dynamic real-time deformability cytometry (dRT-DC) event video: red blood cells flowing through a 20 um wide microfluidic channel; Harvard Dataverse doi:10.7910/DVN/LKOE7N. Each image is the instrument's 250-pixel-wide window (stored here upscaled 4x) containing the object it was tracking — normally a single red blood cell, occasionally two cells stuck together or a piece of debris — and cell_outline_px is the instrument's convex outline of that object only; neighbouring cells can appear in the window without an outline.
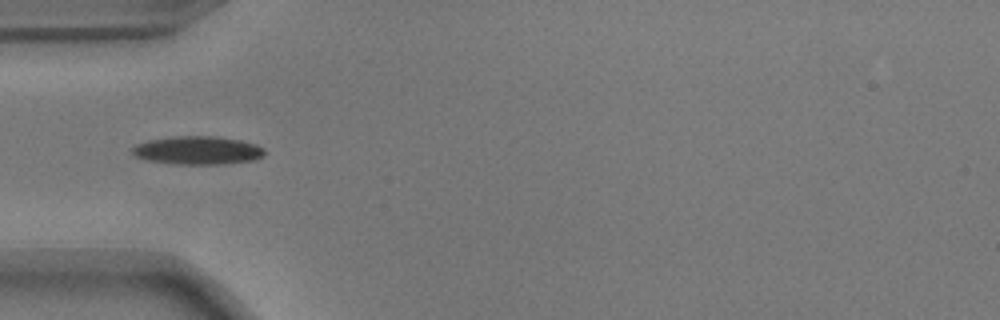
{"species": "common noctule bat (a hibernating species)", "species_latin": "Nyctalus noctula", "temperature_condition": "warm", "stored_images_in_passage": 17, "camera_frame_rate_fps": 3000, "um_per_image_px": 0.085, "animal": {"sex": "male", "body_mass_g": 17.9}, "frame": {"image": 1, "passage_image": 1, "time_ms": 0.0, "image_size_px": [1000, 320], "cell_outline_px": [[264, 156], [256, 160], [220, 164], [176, 164], [152, 160], [136, 156], [132, 152], [132, 148], [136, 144], [148, 140], [176, 136], [212, 136], [240, 140], [256, 144], [264, 148]], "centroid_in_image_um": [16.85, 12.77], "position_along_channel_um": 68.2, "area_um2": 21.62}}
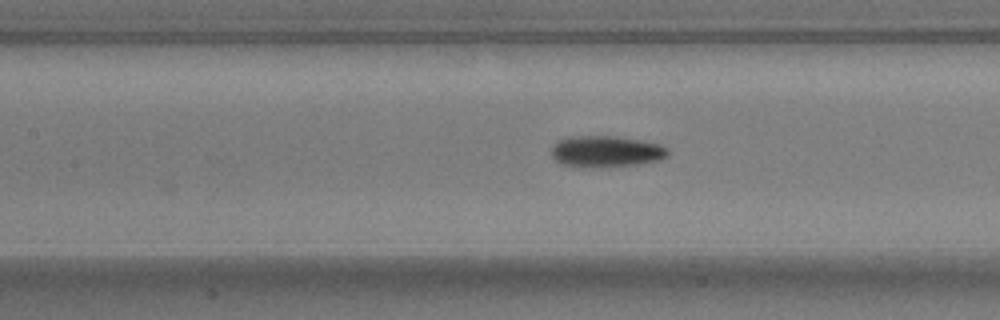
{"frame": {"image": 2, "passage_image": 8, "time_ms": 2.333, "image_size_px": [1000, 320], "cell_outline_px": [[668, 156], [660, 160], [636, 164], [592, 168], [584, 168], [560, 164], [552, 156], [552, 148], [560, 140], [572, 136], [616, 136], [640, 140], [660, 144], [668, 148]], "centroid_in_image_um": [51.53, 12.88], "position_along_channel_um": 155.9, "area_um2": 21.33}}
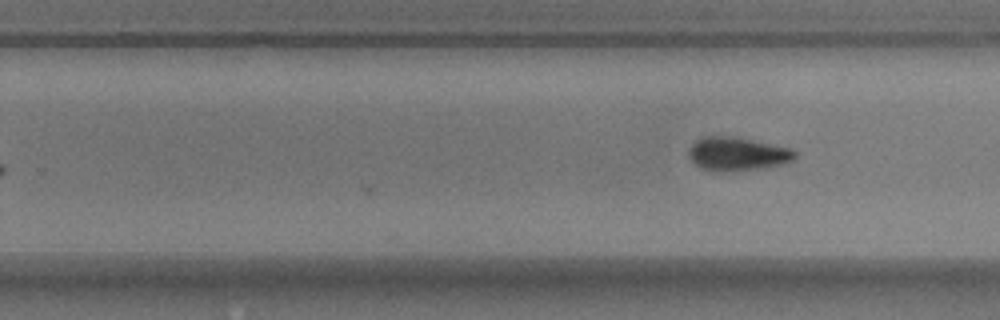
{"frame": {"image": 3, "passage_image": 17, "time_ms": 5.333, "image_size_px": [1000, 320], "cell_outline_px": [[796, 156], [792, 160], [780, 164], [764, 168], [736, 172], [716, 172], [700, 168], [688, 156], [688, 152], [692, 144], [700, 136], [732, 136], [792, 148], [796, 152]], "centroid_in_image_um": [62.65, 13.09], "position_along_channel_um": 267.2, "area_um2": 21.04}}